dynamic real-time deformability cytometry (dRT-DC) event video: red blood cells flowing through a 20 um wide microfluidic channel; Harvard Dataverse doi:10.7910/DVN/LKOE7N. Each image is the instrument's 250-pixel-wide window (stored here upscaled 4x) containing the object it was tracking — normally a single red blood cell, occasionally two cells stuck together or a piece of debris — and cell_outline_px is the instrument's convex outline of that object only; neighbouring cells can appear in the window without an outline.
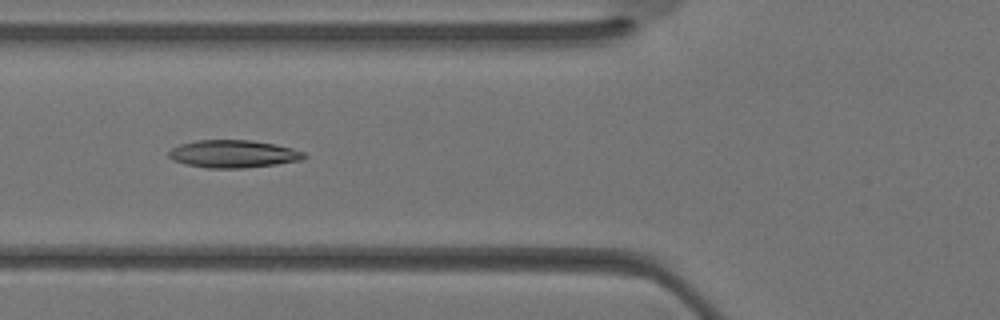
{"species": "Egyptian fruit bat (a non-hibernating species)", "species_latin": "Rousettus aegyptiacus", "temperature_condition": "warm", "stored_images_in_passage": 26, "camera_frame_rate_fps": 3000, "um_per_image_px": 0.085, "animal": {"sex": "female"}, "frame": {"image": 1, "passage_image": 4, "time_ms": 1.0, "image_size_px": [1000, 320], "cell_outline_px": [[308, 156], [300, 160], [276, 164], [244, 168], [208, 168], [184, 164], [172, 160], [168, 156], [168, 152], [172, 148], [180, 144], [196, 140], [252, 140], [276, 144], [292, 148], [304, 152]], "centroid_in_image_um": [19.82, 13.08], "position_along_channel_um": 106.0, "area_um2": 21.91}}
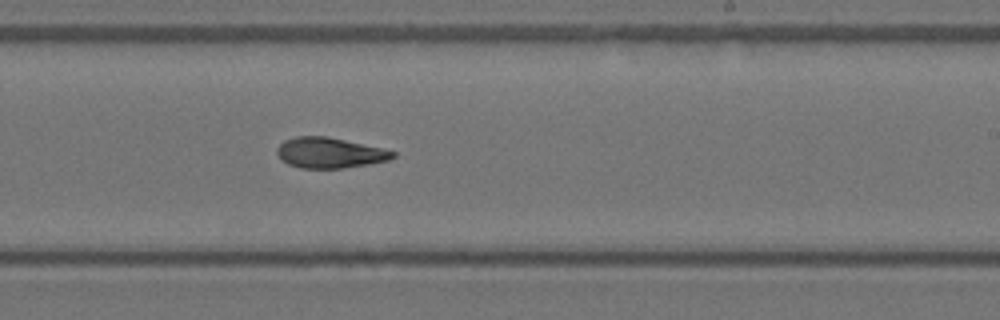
{"frame": {"image": 2, "passage_image": 12, "time_ms": 3.667, "image_size_px": [1000, 320], "cell_outline_px": [[396, 156], [388, 160], [368, 164], [344, 168], [300, 168], [288, 164], [280, 160], [276, 152], [276, 148], [284, 140], [296, 136], [328, 136], [380, 148], [396, 152]], "centroid_in_image_um": [27.97, 12.99], "position_along_channel_um": 261.0, "area_um2": 20.58}}
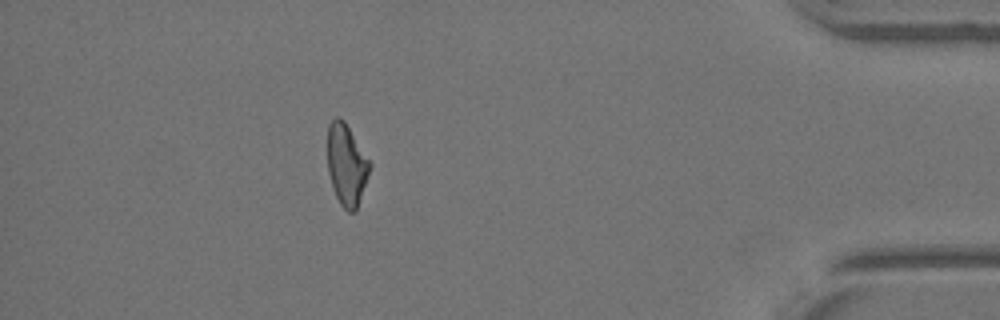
{"frame": {"image": 3, "passage_image": 22, "time_ms": 7.0, "image_size_px": [1000, 320], "cell_outline_px": [[372, 164], [356, 212], [348, 212], [340, 204], [336, 196], [328, 172], [328, 124], [336, 116], [340, 116], [344, 120]], "centroid_in_image_um": [29.46, 14.0], "position_along_channel_um": 405.7, "area_um2": 20.0}}